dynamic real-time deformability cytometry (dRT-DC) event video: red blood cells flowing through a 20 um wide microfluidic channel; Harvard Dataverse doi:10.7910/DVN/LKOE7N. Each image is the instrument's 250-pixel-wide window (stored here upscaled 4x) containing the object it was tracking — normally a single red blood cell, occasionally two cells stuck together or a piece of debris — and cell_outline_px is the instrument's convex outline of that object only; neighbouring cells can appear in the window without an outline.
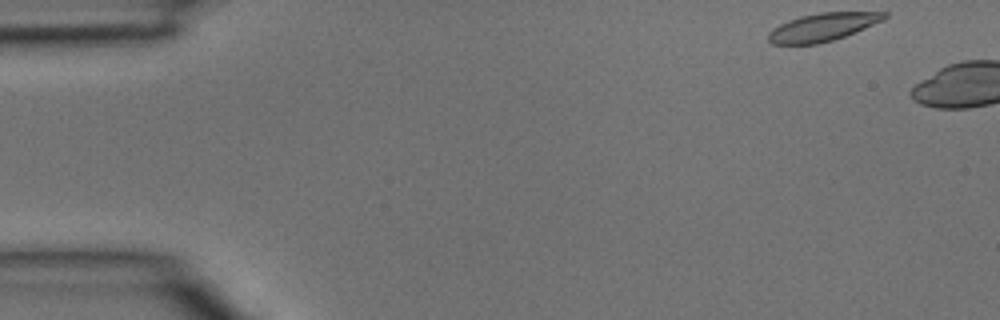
{"species": "common noctule bat (a hibernating species)", "species_latin": "Nyctalus noctula", "temperature_condition": "room temperature", "stored_images_in_passage": 6, "camera_frame_rate_fps": 3000, "um_per_image_px": 0.085, "animal": {"sex": "male", "body_mass_g": 15.6}, "frame": {"image": 1, "passage_image": 1, "time_ms": 0.0, "image_size_px": [1000, 320], "cell_outline_px": [[888, 16], [884, 20], [856, 32], [832, 40], [816, 44], [772, 44], [768, 40], [768, 32], [772, 28], [788, 20], [800, 16], [820, 12], [888, 12]], "centroid_in_image_um": [69.93, 2.3], "position_along_channel_um": 15.1, "area_um2": 18.96}}